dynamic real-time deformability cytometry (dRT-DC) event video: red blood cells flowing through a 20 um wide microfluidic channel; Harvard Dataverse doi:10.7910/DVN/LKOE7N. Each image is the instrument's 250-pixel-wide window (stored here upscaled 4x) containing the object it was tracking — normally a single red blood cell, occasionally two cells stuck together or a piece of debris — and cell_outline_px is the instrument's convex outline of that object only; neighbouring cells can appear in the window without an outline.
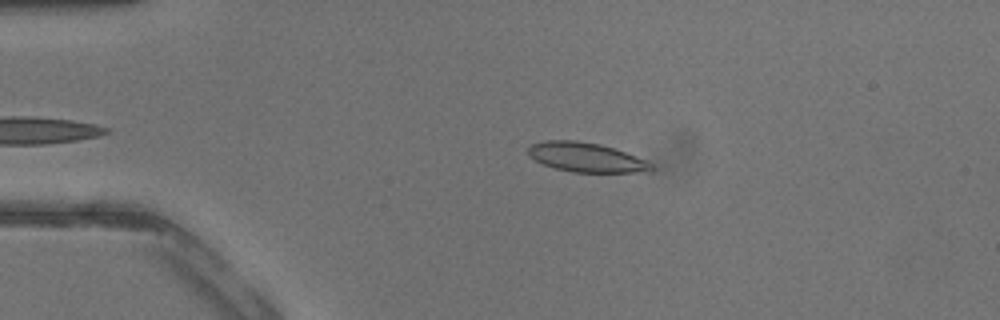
{"species": "common noctule bat (a hibernating species)", "species_latin": "Nyctalus noctula", "temperature_condition": "warm", "stored_images_in_passage": 33, "camera_frame_rate_fps": 3000, "um_per_image_px": 0.085, "animal": {"sex": "male", "body_mass_g": 13.3}, "frame": {"image": 1, "passage_image": 5, "time_ms": 1.333, "image_size_px": [1000, 320], "cell_outline_px": [[652, 168], [636, 172], [572, 172], [556, 168], [544, 164], [536, 160], [528, 152], [528, 148], [532, 144], [544, 140], [576, 140], [600, 144], [624, 152], [644, 160], [652, 164]], "centroid_in_image_um": [49.76, 13.36], "position_along_channel_um": 35.2, "area_um2": 20.52}}
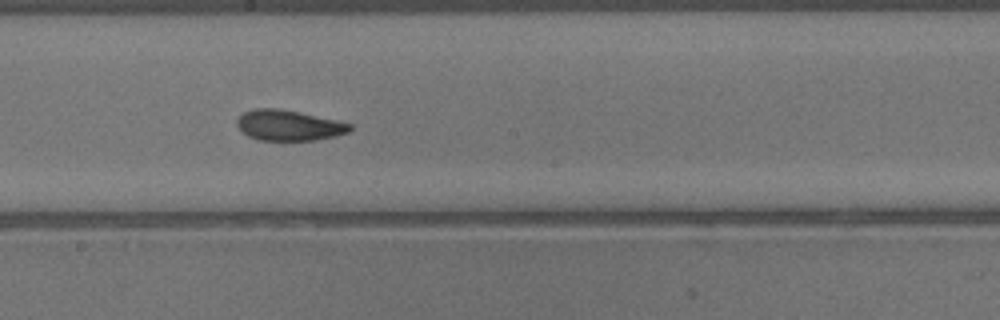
{"frame": {"image": 2, "passage_image": 19, "time_ms": 6.0, "image_size_px": [1000, 320], "cell_outline_px": [[352, 128], [348, 132], [336, 136], [316, 140], [256, 140], [240, 132], [236, 124], [236, 120], [244, 112], [252, 108], [280, 108], [300, 112], [336, 120], [352, 124]], "centroid_in_image_um": [24.5, 10.65], "position_along_channel_um": 223.7, "area_um2": 20.35}}
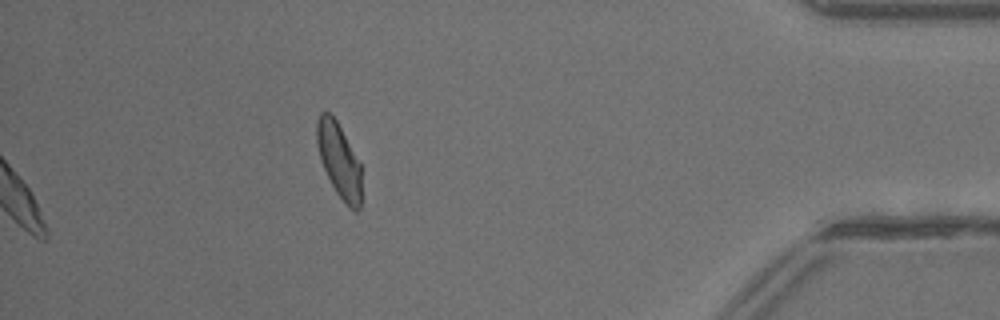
{"frame": {"image": 3, "passage_image": 33, "time_ms": 10.667, "image_size_px": [1000, 320], "cell_outline_px": [[360, 208], [356, 212], [336, 192], [320, 160], [316, 140], [316, 120], [320, 112], [328, 112], [336, 120], [360, 164]], "centroid_in_image_um": [28.78, 13.58], "position_along_channel_um": 406.4, "area_um2": 18.79}}